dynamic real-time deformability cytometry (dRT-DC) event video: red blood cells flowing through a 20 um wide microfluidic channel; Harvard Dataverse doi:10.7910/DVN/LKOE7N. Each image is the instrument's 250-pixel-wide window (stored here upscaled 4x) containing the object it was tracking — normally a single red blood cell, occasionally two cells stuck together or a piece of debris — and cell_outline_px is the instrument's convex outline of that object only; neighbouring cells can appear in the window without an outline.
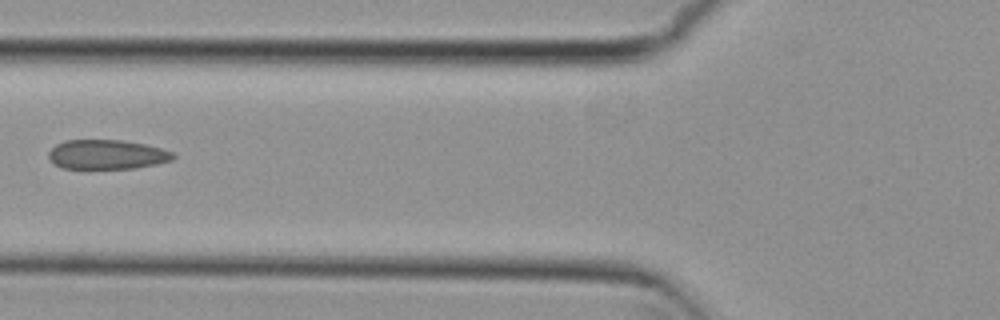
{"species": "common noctule bat (a hibernating species)", "species_latin": "Nyctalus noctula", "temperature_condition": "cold", "stored_images_in_passage": 7, "camera_frame_rate_fps": 3000, "um_per_image_px": 0.085, "animal": {"sex": "female", "body_mass_g": 29.2, "forearm_length_mm": 56.3}, "frame": {"image": 1, "passage_image": 6, "time_ms": 1.667, "image_size_px": [1000, 320], "cell_outline_px": [[176, 156], [172, 160], [156, 164], [136, 168], [60, 168], [52, 164], [48, 156], [48, 152], [56, 144], [64, 140], [120, 140], [144, 144], [160, 148], [172, 152]], "centroid_in_image_um": [9.05, 13.13], "position_along_channel_um": 116.8, "area_um2": 21.39}}
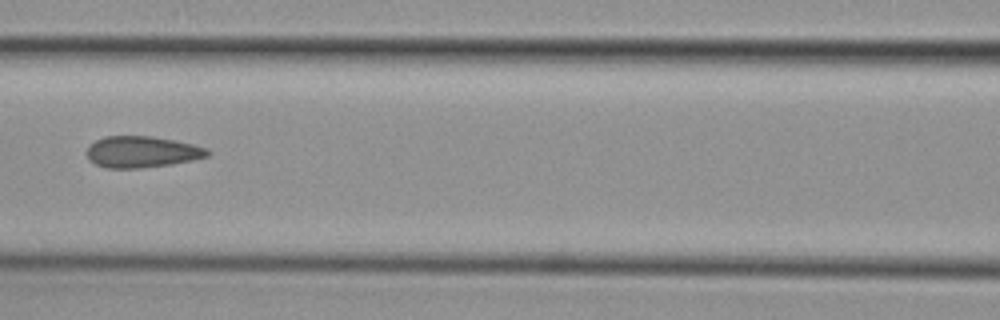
{"frame": {"image": 2, "passage_image": 7, "time_ms": 2.0, "image_size_px": [1000, 320], "cell_outline_px": [[212, 152], [208, 156], [192, 160], [172, 164], [140, 168], [104, 168], [88, 160], [84, 152], [96, 140], [104, 136], [152, 136], [176, 140], [208, 148]], "centroid_in_image_um": [12.06, 12.91], "position_along_channel_um": 154.5, "area_um2": 22.31}}